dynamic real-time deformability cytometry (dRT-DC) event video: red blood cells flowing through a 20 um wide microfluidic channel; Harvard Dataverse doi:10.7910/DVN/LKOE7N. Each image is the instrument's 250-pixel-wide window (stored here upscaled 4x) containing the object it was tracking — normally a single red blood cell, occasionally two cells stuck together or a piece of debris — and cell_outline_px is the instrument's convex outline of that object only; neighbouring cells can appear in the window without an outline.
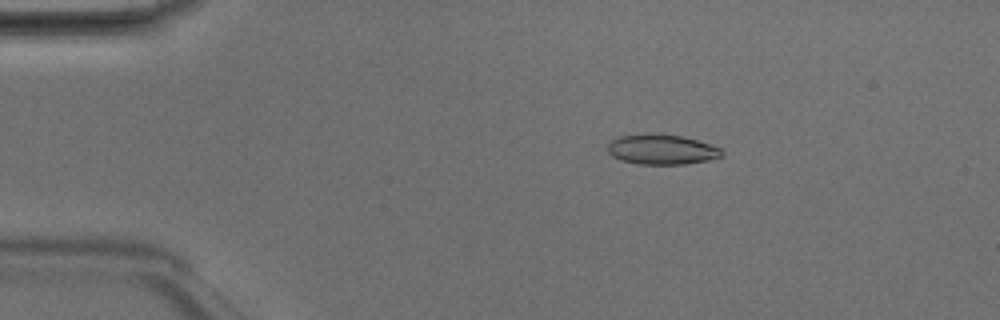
{"species": "Egyptian fruit bat (a non-hibernating species)", "species_latin": "Rousettus aegyptiacus", "temperature_condition": "room temperature", "stored_images_in_passage": 48, "camera_frame_rate_fps": 3000, "um_per_image_px": 0.085, "animal": {"sex": "male"}, "frame": {"image": 1, "passage_image": 8, "time_ms": 2.333, "image_size_px": [1000, 320], "cell_outline_px": [[724, 152], [720, 156], [708, 160], [684, 164], [636, 164], [620, 160], [612, 156], [608, 152], [608, 144], [612, 140], [620, 136], [680, 136], [696, 140], [720, 148]], "centroid_in_image_um": [56.24, 12.75], "position_along_channel_um": 28.8, "area_um2": 19.13}}
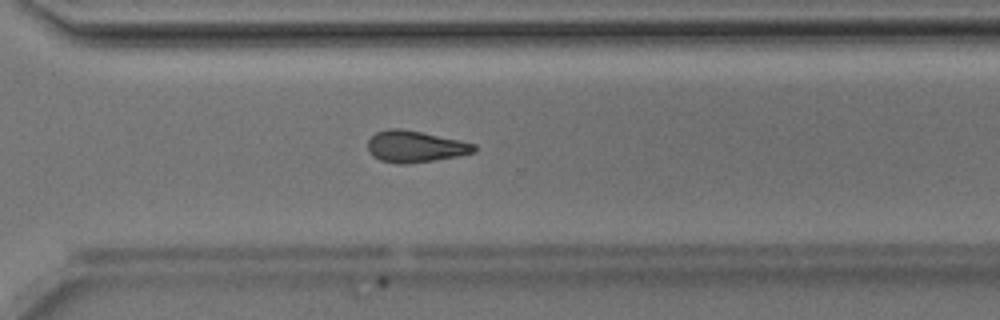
{"frame": {"image": 2, "passage_image": 34, "time_ms": 11.0, "image_size_px": [1000, 320], "cell_outline_px": [[476, 152], [460, 156], [404, 164], [396, 164], [380, 160], [372, 156], [368, 152], [368, 140], [376, 132], [388, 128], [400, 128], [460, 140], [476, 144]], "centroid_in_image_um": [35.28, 12.46], "position_along_channel_um": 335.3, "area_um2": 19.59}}
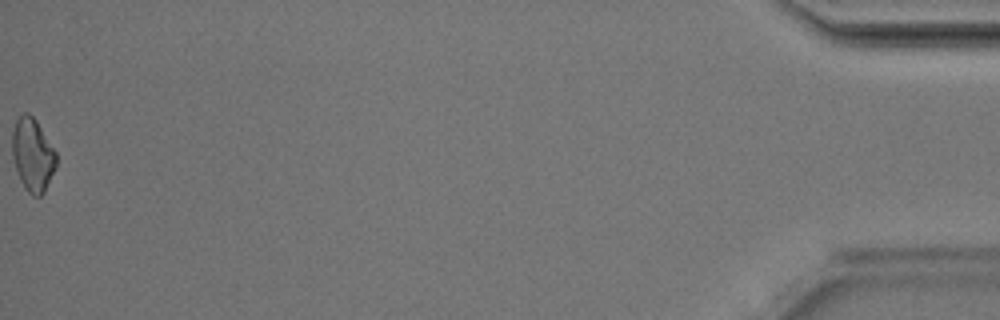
{"frame": {"image": 3, "passage_image": 48, "time_ms": 15.667, "image_size_px": [1000, 320], "cell_outline_px": [[56, 168], [44, 192], [40, 196], [32, 196], [24, 188], [20, 180], [12, 156], [12, 132], [16, 120], [24, 112], [28, 112], [36, 120], [56, 152]], "centroid_in_image_um": [2.77, 13.17], "position_along_channel_um": 432.4, "area_um2": 18.73}, "authors_computed_cell_mechanics": {"area_um2": 19.2185, "velocity_mm_per_s": 4.2152, "shape_relaxation_time_tau1_ms": 6.1374, "shape_relaxation_time_tau2_ms": 6.5005, "deformation_change_tau1": 0.1758, "deformation_change_tau2": 0.1734}}